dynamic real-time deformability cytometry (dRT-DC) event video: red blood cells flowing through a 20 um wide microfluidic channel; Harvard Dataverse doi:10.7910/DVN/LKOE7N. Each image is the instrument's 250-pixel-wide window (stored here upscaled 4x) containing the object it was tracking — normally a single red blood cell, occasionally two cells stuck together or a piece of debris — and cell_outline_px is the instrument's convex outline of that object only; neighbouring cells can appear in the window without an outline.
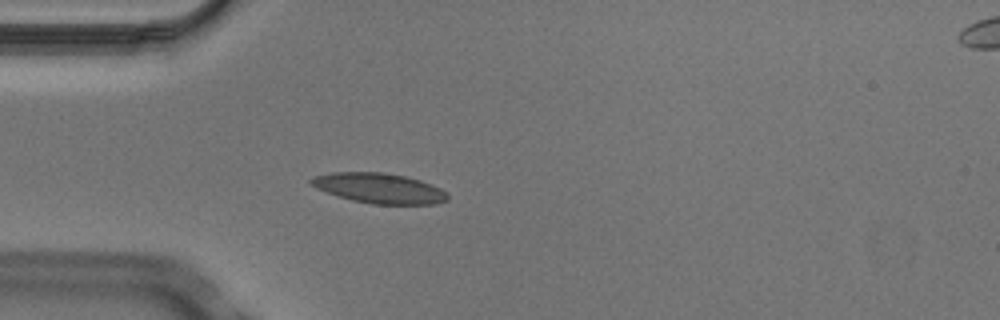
{"species": "Egyptian fruit bat (a non-hibernating species)", "species_latin": "Rousettus aegyptiacus", "temperature_condition": "cold", "stored_images_in_passage": 4, "camera_frame_rate_fps": 3000, "um_per_image_px": 0.085, "animal": {"sex": "male"}, "frame": {"image": 1, "passage_image": 4, "time_ms": 1.0, "image_size_px": [1000, 320], "cell_outline_px": [[448, 200], [436, 204], [372, 204], [352, 200], [316, 188], [308, 180], [312, 176], [332, 172], [380, 172], [404, 176], [420, 180], [432, 184], [448, 192]], "centroid_in_image_um": [32.26, 15.99], "position_along_channel_um": 52.7, "area_um2": 23.93}}